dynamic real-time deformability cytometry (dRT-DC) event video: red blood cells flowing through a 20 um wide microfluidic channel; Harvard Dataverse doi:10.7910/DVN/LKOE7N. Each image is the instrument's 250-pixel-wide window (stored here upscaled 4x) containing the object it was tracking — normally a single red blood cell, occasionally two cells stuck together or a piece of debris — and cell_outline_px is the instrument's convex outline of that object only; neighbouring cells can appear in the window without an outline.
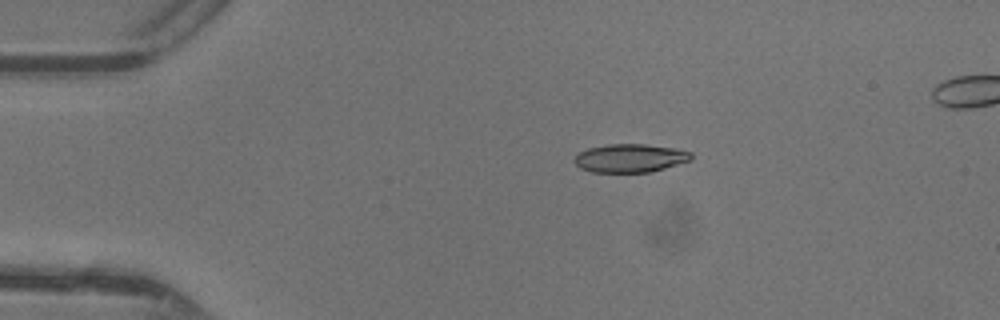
{"species": "common noctule bat (a hibernating species)", "species_latin": "Nyctalus noctula", "temperature_condition": "warm", "stored_images_in_passage": 7, "camera_frame_rate_fps": 3000, "um_per_image_px": 0.085, "animal": {"sex": "female"}, "frame": {"image": 1, "passage_image": 2, "time_ms": 0.333, "image_size_px": [1000, 320], "cell_outline_px": [[692, 160], [664, 168], [648, 172], [592, 172], [580, 168], [572, 160], [580, 152], [588, 148], [608, 144], [644, 144], [676, 148], [692, 152]], "centroid_in_image_um": [53.56, 13.43], "position_along_channel_um": 31.4, "area_um2": 19.31}}